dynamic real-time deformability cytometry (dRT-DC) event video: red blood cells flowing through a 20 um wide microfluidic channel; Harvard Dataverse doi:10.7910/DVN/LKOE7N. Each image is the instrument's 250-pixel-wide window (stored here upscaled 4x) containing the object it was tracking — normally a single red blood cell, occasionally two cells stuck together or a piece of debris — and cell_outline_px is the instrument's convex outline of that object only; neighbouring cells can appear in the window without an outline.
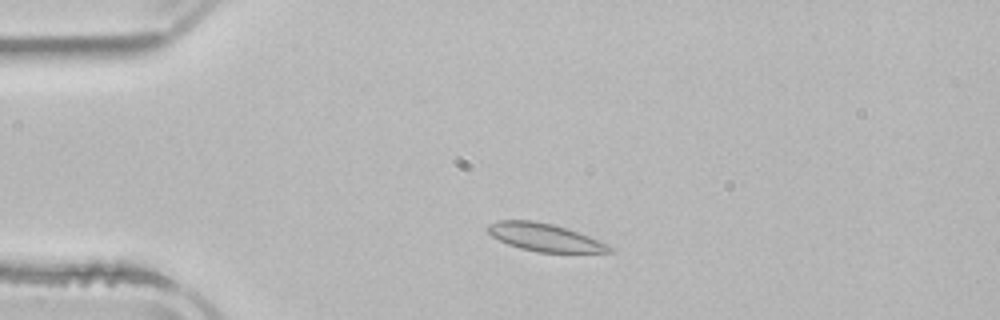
{"species": "common noctule bat (a hibernating species)", "species_latin": "Nyctalus noctula", "temperature_condition": "room temperature", "stored_images_in_passage": 4, "camera_frame_rate_fps": 3000, "um_per_image_px": 0.085, "animal": {"sex": "male", "body_mass_g": 21.5, "forearm_length_mm": 52.0}, "frame": {"image": 1, "passage_image": 1, "time_ms": 0.0, "image_size_px": [1000, 320], "cell_outline_px": [[616, 248], [612, 252], [536, 252], [520, 248], [508, 244], [492, 236], [484, 228], [488, 224], [500, 220], [532, 220], [552, 224], [588, 236], [608, 244]], "centroid_in_image_um": [46.27, 20.17], "position_along_channel_um": 38.7, "area_um2": 19.54}}
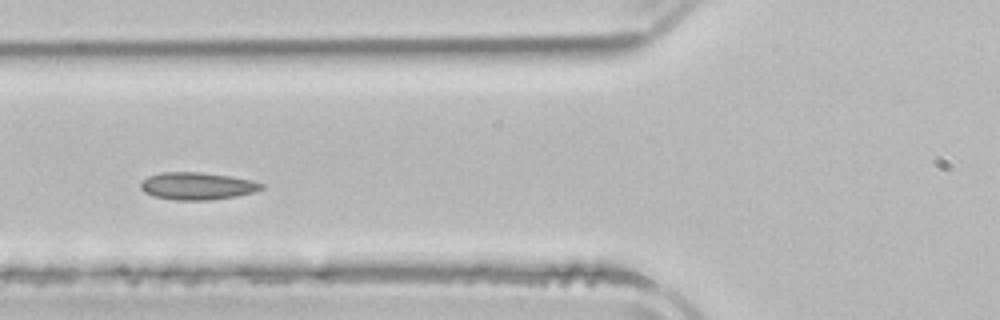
{"frame": {"image": 2, "passage_image": 3, "time_ms": 2.667, "image_size_px": [1000, 320], "cell_outline_px": [[264, 188], [252, 192], [236, 196], [208, 200], [176, 200], [152, 196], [144, 192], [140, 188], [140, 184], [148, 176], [160, 172], [200, 172], [228, 176], [252, 180], [264, 184]], "centroid_in_image_um": [16.73, 15.81], "position_along_channel_um": 109.1, "area_um2": 19.19}}
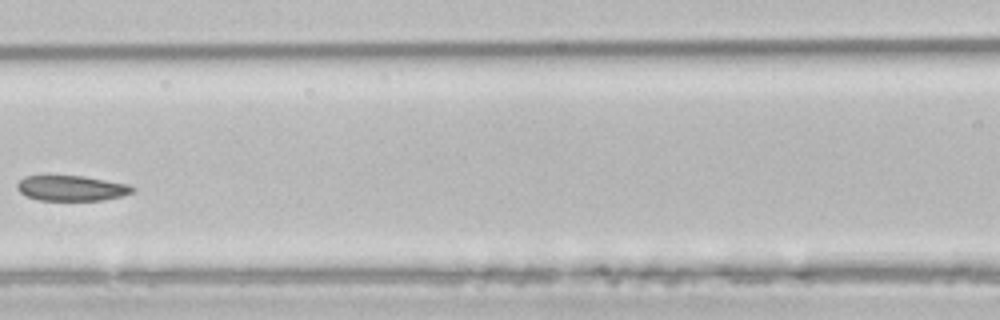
{"frame": {"image": 3, "passage_image": 4, "time_ms": 4.0, "image_size_px": [1000, 320], "cell_outline_px": [[136, 188], [132, 192], [120, 196], [104, 200], [36, 200], [20, 192], [16, 188], [16, 184], [24, 176], [84, 176], [128, 184]], "centroid_in_image_um": [6.07, 15.99], "position_along_channel_um": 160.5, "area_um2": 16.94}}